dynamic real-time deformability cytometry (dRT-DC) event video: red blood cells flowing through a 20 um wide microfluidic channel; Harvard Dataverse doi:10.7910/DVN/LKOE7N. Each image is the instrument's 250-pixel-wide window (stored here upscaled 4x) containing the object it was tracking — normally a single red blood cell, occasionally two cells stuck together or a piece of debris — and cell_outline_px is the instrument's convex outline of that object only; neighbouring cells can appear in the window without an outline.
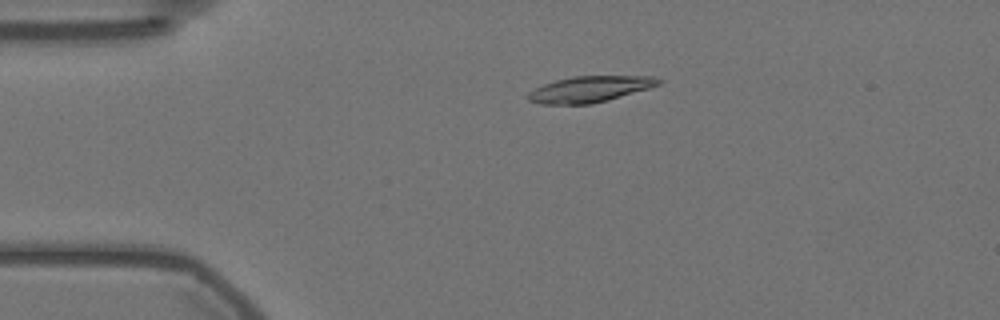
{"species": "Egyptian fruit bat (a non-hibernating species)", "species_latin": "Rousettus aegyptiacus", "temperature_condition": "warm", "stored_images_in_passage": 48, "camera_frame_rate_fps": 3000, "um_per_image_px": 0.085, "animal": {"sex": "female"}, "frame": {"image": 1, "passage_image": 7, "time_ms": 2.0, "image_size_px": [1000, 320], "cell_outline_px": [[664, 80], [660, 84], [648, 88], [608, 100], [592, 104], [540, 104], [528, 100], [528, 92], [544, 84], [556, 80], [576, 76], [652, 76]], "centroid_in_image_um": [50.14, 7.58], "position_along_channel_um": 34.9, "area_um2": 19.65}}
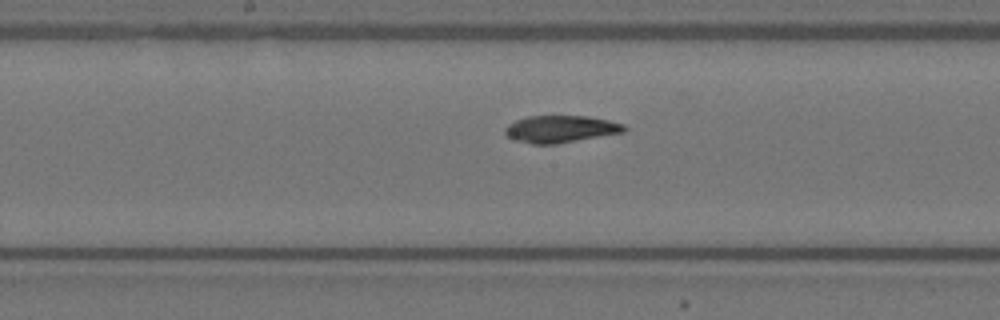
{"frame": {"image": 2, "passage_image": 24, "time_ms": 7.667, "image_size_px": [1000, 320], "cell_outline_px": [[628, 128], [624, 132], [556, 144], [532, 144], [512, 140], [504, 132], [504, 128], [508, 124], [516, 120], [528, 116], [588, 116], [608, 120], [624, 124]], "centroid_in_image_um": [47.63, 10.97], "position_along_channel_um": 200.6, "area_um2": 18.9}}
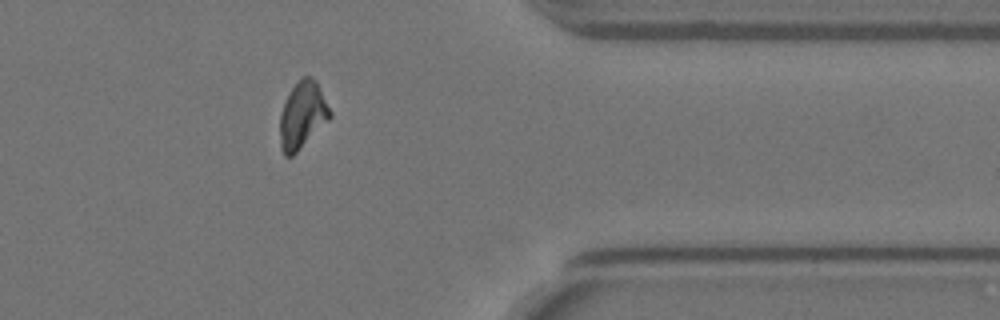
{"frame": {"image": 3, "passage_image": 41, "time_ms": 13.333, "image_size_px": [1000, 320], "cell_outline_px": [[332, 116], [292, 156], [284, 156], [280, 148], [280, 116], [288, 92], [304, 76], [312, 76], [316, 80], [332, 112]], "centroid_in_image_um": [25.7, 9.78], "position_along_channel_um": 385.7, "area_um2": 19.25}}